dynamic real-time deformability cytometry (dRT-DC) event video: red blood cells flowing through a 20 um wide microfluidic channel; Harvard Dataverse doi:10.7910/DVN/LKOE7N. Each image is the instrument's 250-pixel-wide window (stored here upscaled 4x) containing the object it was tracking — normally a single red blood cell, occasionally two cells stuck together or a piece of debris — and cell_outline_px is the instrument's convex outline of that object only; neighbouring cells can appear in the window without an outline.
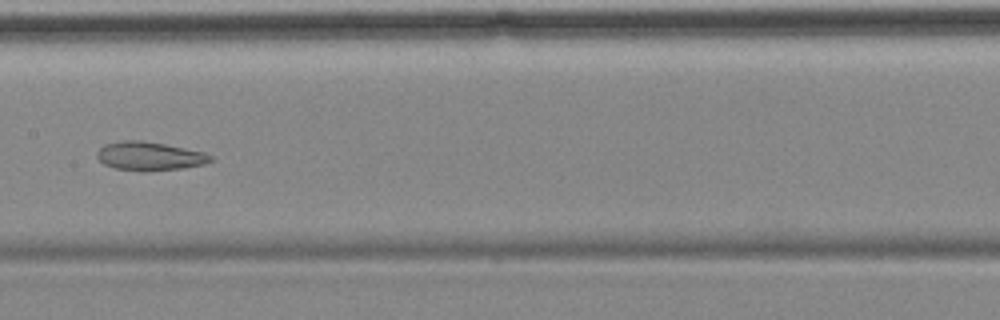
{"species": "common noctule bat (a hibernating species)", "species_latin": "Nyctalus noctula", "temperature_condition": "cold", "stored_images_in_passage": 14, "camera_frame_rate_fps": 3000, "um_per_image_px": 0.085, "animal": {"sex": "female", "body_mass_g": 18.4}, "frame": {"image": 1, "passage_image": 8, "time_ms": 9.0, "image_size_px": [1000, 320], "cell_outline_px": [[212, 160], [204, 164], [184, 168], [148, 172], [144, 172], [116, 168], [104, 164], [96, 156], [96, 152], [104, 144], [120, 140], [140, 140], [164, 144], [204, 152], [212, 156]], "centroid_in_image_um": [12.69, 13.28], "position_along_channel_um": 194.7, "area_um2": 19.07}, "authors_computed_cell_mechanics": {"area_um2": 23.5246, "velocity_mm_per_s": 3.518, "shape_relaxation_time_tau1_ms": null, "shape_relaxation_time_tau2_ms": 4.0742, "deformation_change_tau1": null, "deformation_change_tau2": 0.11}}